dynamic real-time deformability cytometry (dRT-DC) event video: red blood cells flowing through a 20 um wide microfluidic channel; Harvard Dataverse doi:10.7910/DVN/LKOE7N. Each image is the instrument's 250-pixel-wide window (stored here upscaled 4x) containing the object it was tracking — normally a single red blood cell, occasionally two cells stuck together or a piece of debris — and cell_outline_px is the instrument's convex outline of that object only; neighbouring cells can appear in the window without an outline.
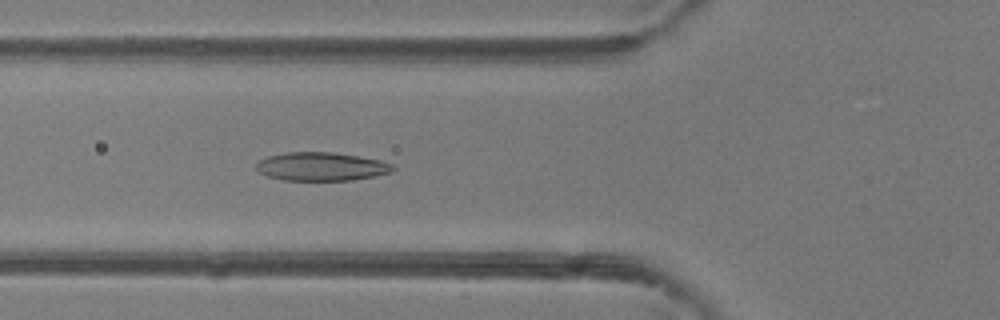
{"species": "common noctule bat (a hibernating species)", "species_latin": "Nyctalus noctula", "temperature_condition": "room temperature", "stored_images_in_passage": 47, "camera_frame_rate_fps": 3000, "um_per_image_px": 0.085, "animal": {"sex": "female"}, "frame": {"image": 1, "passage_image": 17, "time_ms": 5.333, "image_size_px": [1000, 320], "cell_outline_px": [[396, 168], [392, 172], [352, 180], [284, 180], [268, 176], [260, 172], [256, 168], [256, 164], [260, 160], [268, 156], [288, 152], [332, 152], [380, 160], [392, 164]], "centroid_in_image_um": [27.32, 14.15], "position_along_channel_um": 98.5, "area_um2": 22.43}}
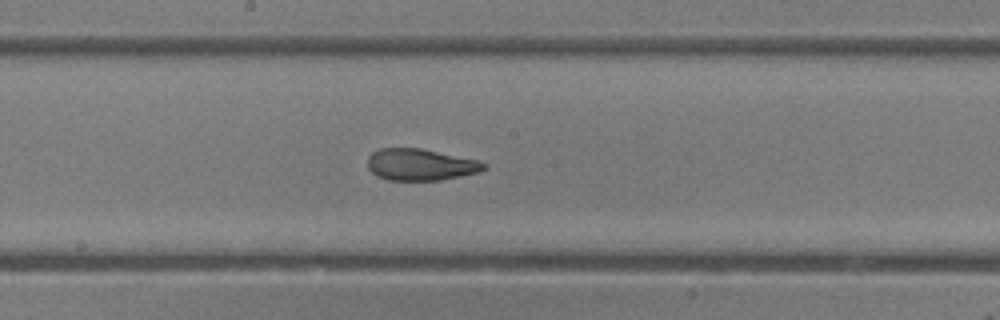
{"frame": {"image": 2, "passage_image": 25, "time_ms": 8.0, "image_size_px": [1000, 320], "cell_outline_px": [[488, 168], [480, 172], [440, 180], [388, 180], [376, 176], [368, 168], [368, 156], [372, 152], [380, 148], [420, 148], [476, 160], [488, 164]], "centroid_in_image_um": [35.73, 14.0], "position_along_channel_um": 212.5, "area_um2": 21.44}}
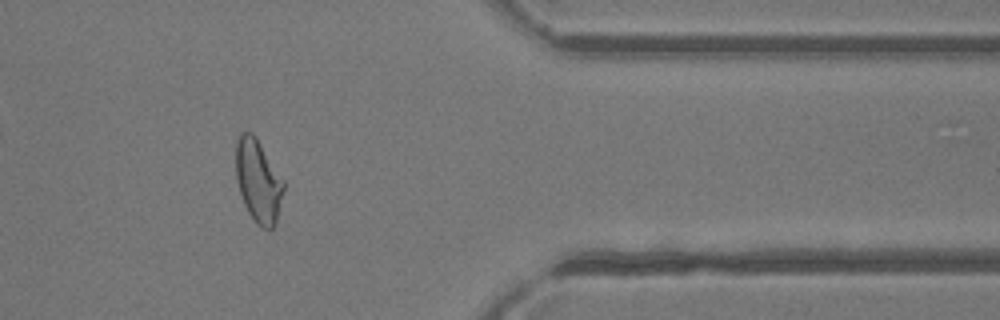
{"frame": {"image": 3, "passage_image": 39, "time_ms": 12.667, "image_size_px": [1000, 320], "cell_outline_px": [[284, 188], [276, 224], [272, 228], [264, 228], [256, 224], [248, 212], [244, 204], [236, 180], [236, 140], [240, 132], [252, 132], [256, 136], [284, 180]], "centroid_in_image_um": [21.95, 15.36], "position_along_channel_um": 389.5, "area_um2": 23.18}, "authors_computed_cell_mechanics": {"area_um2": 23.1778, "velocity_mm_per_s": 4.2504, "shape_relaxation_time_tau1_ms": 5.712, "shape_relaxation_time_tau2_ms": 1.6657, "deformation_change_tau1": 0.2021, "deformation_change_tau2": 0.0745}}